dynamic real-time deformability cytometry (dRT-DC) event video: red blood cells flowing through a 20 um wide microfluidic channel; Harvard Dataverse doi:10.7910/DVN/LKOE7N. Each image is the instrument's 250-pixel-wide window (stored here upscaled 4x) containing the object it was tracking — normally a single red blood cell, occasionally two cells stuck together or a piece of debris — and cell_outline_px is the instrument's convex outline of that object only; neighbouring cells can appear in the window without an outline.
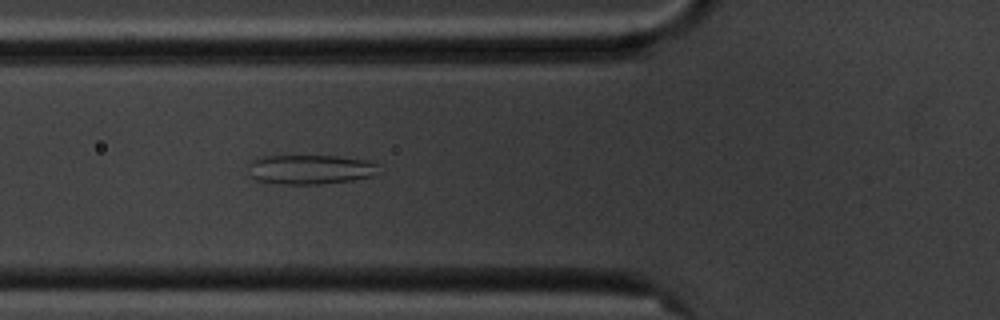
{"species": "common noctule bat (a hibernating species)", "species_latin": "Nyctalus noctula", "temperature_condition": "cold", "stored_images_in_passage": 6, "camera_frame_rate_fps": 3000, "um_per_image_px": 0.085, "animal": {"sex": "male", "body_mass_g": 20.1, "forearm_length_mm": 53.5}, "frame": {"image": 1, "passage_image": 6, "time_ms": 6.333, "image_size_px": [1000, 320], "cell_outline_px": [[380, 164], [372, 176], [352, 180], [320, 184], [276, 184], [260, 180], [252, 176], [248, 164], [252, 160], [260, 156], [336, 156], [364, 160]], "centroid_in_image_um": [26.35, 14.4], "position_along_channel_um": 99.4, "area_um2": 22.2}}